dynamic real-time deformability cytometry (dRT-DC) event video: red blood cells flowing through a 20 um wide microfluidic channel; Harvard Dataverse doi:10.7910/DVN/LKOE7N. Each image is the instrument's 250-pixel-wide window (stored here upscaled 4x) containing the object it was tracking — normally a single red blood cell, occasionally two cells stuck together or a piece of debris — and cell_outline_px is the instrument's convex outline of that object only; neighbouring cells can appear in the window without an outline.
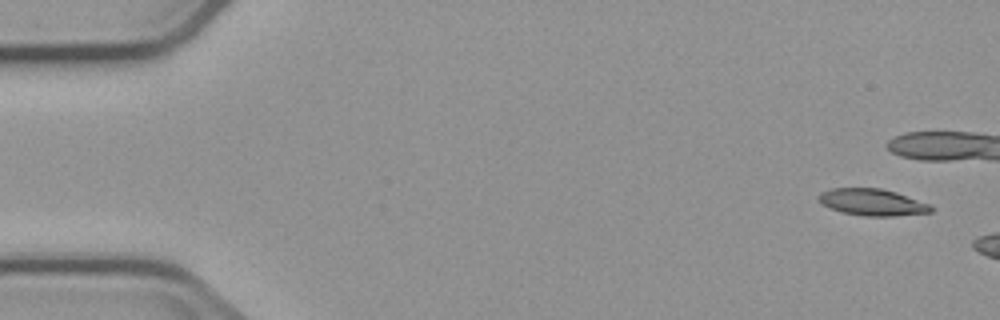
{"species": "common noctule bat (a hibernating species)", "species_latin": "Nyctalus noctula", "temperature_condition": "cold", "stored_images_in_passage": 7, "camera_frame_rate_fps": 3000, "um_per_image_px": 0.085, "animal": {"sex": "male", "body_mass_g": 23.1, "forearm_length_mm": 52.7}, "frame": {"image": 1, "passage_image": 1, "time_ms": 0.0, "image_size_px": [1000, 320], "cell_outline_px": [[932, 212], [896, 216], [864, 216], [844, 212], [828, 208], [816, 196], [820, 192], [832, 188], [880, 188], [896, 192], [932, 204]], "centroid_in_image_um": [74.17, 17.18], "position_along_channel_um": 10.8, "area_um2": 17.57}}